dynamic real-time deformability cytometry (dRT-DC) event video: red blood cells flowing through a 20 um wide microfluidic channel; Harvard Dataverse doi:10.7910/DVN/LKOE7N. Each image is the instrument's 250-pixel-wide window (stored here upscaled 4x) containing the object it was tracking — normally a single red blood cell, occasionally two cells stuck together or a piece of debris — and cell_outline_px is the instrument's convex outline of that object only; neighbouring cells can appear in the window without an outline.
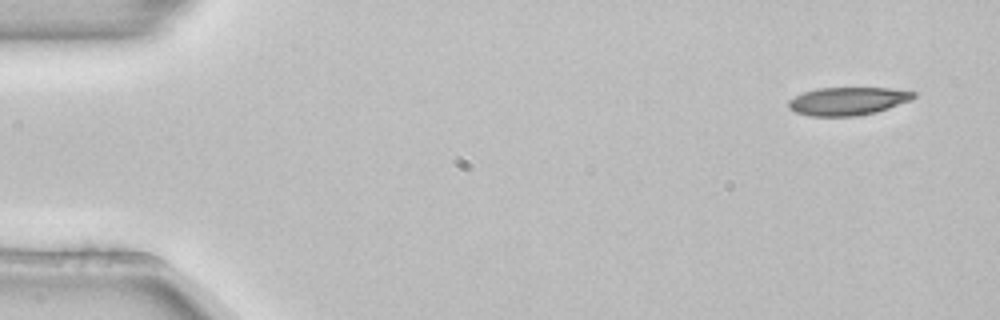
{"species": "common noctule bat (a hibernating species)", "species_latin": "Nyctalus noctula", "temperature_condition": "room temperature", "stored_images_in_passage": 4, "camera_frame_rate_fps": 3000, "um_per_image_px": 0.085, "animal": {"sex": "female", "body_mass_g": 22.7, "forearm_length_mm": 54.2}, "frame": {"image": 1, "passage_image": 1, "time_ms": 0.0, "image_size_px": [1000, 320], "cell_outline_px": [[916, 96], [912, 100], [876, 112], [852, 116], [808, 116], [796, 112], [788, 108], [788, 100], [804, 92], [816, 88], [888, 88], [916, 92]], "centroid_in_image_um": [72.05, 8.59], "position_along_channel_um": 12.9, "area_um2": 20.4}}